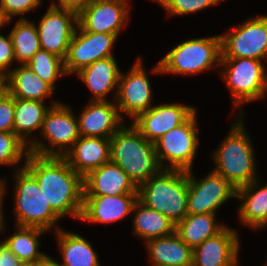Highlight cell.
<instances>
[{"label":"cell","instance_id":"1","mask_svg":"<svg viewBox=\"0 0 267 266\" xmlns=\"http://www.w3.org/2000/svg\"><path fill=\"white\" fill-rule=\"evenodd\" d=\"M24 168L36 179L52 210L62 218L80 219L83 207V178L63 157H43L29 153Z\"/></svg>","mask_w":267,"mask_h":266},{"label":"cell","instance_id":"2","mask_svg":"<svg viewBox=\"0 0 267 266\" xmlns=\"http://www.w3.org/2000/svg\"><path fill=\"white\" fill-rule=\"evenodd\" d=\"M110 160L117 164L138 187L162 168L155 145L131 125L121 126L110 138Z\"/></svg>","mask_w":267,"mask_h":266},{"label":"cell","instance_id":"3","mask_svg":"<svg viewBox=\"0 0 267 266\" xmlns=\"http://www.w3.org/2000/svg\"><path fill=\"white\" fill-rule=\"evenodd\" d=\"M137 192L141 203L177 224L187 215L188 171L161 169Z\"/></svg>","mask_w":267,"mask_h":266},{"label":"cell","instance_id":"4","mask_svg":"<svg viewBox=\"0 0 267 266\" xmlns=\"http://www.w3.org/2000/svg\"><path fill=\"white\" fill-rule=\"evenodd\" d=\"M232 124L228 136L212 155L216 167L214 171L222 175L236 189L256 180L254 150L246 133L242 115Z\"/></svg>","mask_w":267,"mask_h":266},{"label":"cell","instance_id":"5","mask_svg":"<svg viewBox=\"0 0 267 266\" xmlns=\"http://www.w3.org/2000/svg\"><path fill=\"white\" fill-rule=\"evenodd\" d=\"M221 55V35L188 39L173 47L152 71L196 75L219 66Z\"/></svg>","mask_w":267,"mask_h":266},{"label":"cell","instance_id":"6","mask_svg":"<svg viewBox=\"0 0 267 266\" xmlns=\"http://www.w3.org/2000/svg\"><path fill=\"white\" fill-rule=\"evenodd\" d=\"M73 113L69 106L52 102L40 130L51 147L33 138L27 142L29 153L43 157H64L80 138L78 120ZM54 147H58L57 150Z\"/></svg>","mask_w":267,"mask_h":266},{"label":"cell","instance_id":"7","mask_svg":"<svg viewBox=\"0 0 267 266\" xmlns=\"http://www.w3.org/2000/svg\"><path fill=\"white\" fill-rule=\"evenodd\" d=\"M16 171L14 174L16 226L50 230L60 217L52 210L36 179L24 168V164Z\"/></svg>","mask_w":267,"mask_h":266},{"label":"cell","instance_id":"8","mask_svg":"<svg viewBox=\"0 0 267 266\" xmlns=\"http://www.w3.org/2000/svg\"><path fill=\"white\" fill-rule=\"evenodd\" d=\"M263 62L251 58H221V73L233 97L234 106L256 101L267 91V74Z\"/></svg>","mask_w":267,"mask_h":266},{"label":"cell","instance_id":"9","mask_svg":"<svg viewBox=\"0 0 267 266\" xmlns=\"http://www.w3.org/2000/svg\"><path fill=\"white\" fill-rule=\"evenodd\" d=\"M196 111L181 125L171 129L154 142L162 169L190 171L198 147ZM169 165L165 166V161ZM169 166V167H168Z\"/></svg>","mask_w":267,"mask_h":266},{"label":"cell","instance_id":"10","mask_svg":"<svg viewBox=\"0 0 267 266\" xmlns=\"http://www.w3.org/2000/svg\"><path fill=\"white\" fill-rule=\"evenodd\" d=\"M221 58L267 59V16L248 19L221 34Z\"/></svg>","mask_w":267,"mask_h":266},{"label":"cell","instance_id":"11","mask_svg":"<svg viewBox=\"0 0 267 266\" xmlns=\"http://www.w3.org/2000/svg\"><path fill=\"white\" fill-rule=\"evenodd\" d=\"M232 197H237V189L214 170L200 180L188 171L187 214H216Z\"/></svg>","mask_w":267,"mask_h":266},{"label":"cell","instance_id":"12","mask_svg":"<svg viewBox=\"0 0 267 266\" xmlns=\"http://www.w3.org/2000/svg\"><path fill=\"white\" fill-rule=\"evenodd\" d=\"M116 38L114 34L84 31L77 25L64 59L66 74L77 73L97 60L112 57Z\"/></svg>","mask_w":267,"mask_h":266},{"label":"cell","instance_id":"13","mask_svg":"<svg viewBox=\"0 0 267 266\" xmlns=\"http://www.w3.org/2000/svg\"><path fill=\"white\" fill-rule=\"evenodd\" d=\"M114 97L120 116L123 112L133 120L152 107L151 85L140 57L130 71L126 74L120 73L118 89Z\"/></svg>","mask_w":267,"mask_h":266},{"label":"cell","instance_id":"14","mask_svg":"<svg viewBox=\"0 0 267 266\" xmlns=\"http://www.w3.org/2000/svg\"><path fill=\"white\" fill-rule=\"evenodd\" d=\"M38 25L36 28L41 49L64 60L78 25V15L50 5Z\"/></svg>","mask_w":267,"mask_h":266},{"label":"cell","instance_id":"15","mask_svg":"<svg viewBox=\"0 0 267 266\" xmlns=\"http://www.w3.org/2000/svg\"><path fill=\"white\" fill-rule=\"evenodd\" d=\"M128 0H91L78 15V26L94 33H107L118 36L127 22Z\"/></svg>","mask_w":267,"mask_h":266},{"label":"cell","instance_id":"16","mask_svg":"<svg viewBox=\"0 0 267 266\" xmlns=\"http://www.w3.org/2000/svg\"><path fill=\"white\" fill-rule=\"evenodd\" d=\"M196 109L182 104H161L152 106L139 114L132 125L148 141L155 142L165 133L184 123Z\"/></svg>","mask_w":267,"mask_h":266},{"label":"cell","instance_id":"17","mask_svg":"<svg viewBox=\"0 0 267 266\" xmlns=\"http://www.w3.org/2000/svg\"><path fill=\"white\" fill-rule=\"evenodd\" d=\"M239 250L236 231L226 226L193 249L192 266H238Z\"/></svg>","mask_w":267,"mask_h":266},{"label":"cell","instance_id":"18","mask_svg":"<svg viewBox=\"0 0 267 266\" xmlns=\"http://www.w3.org/2000/svg\"><path fill=\"white\" fill-rule=\"evenodd\" d=\"M84 196L138 194V187L111 160L83 178Z\"/></svg>","mask_w":267,"mask_h":266},{"label":"cell","instance_id":"19","mask_svg":"<svg viewBox=\"0 0 267 266\" xmlns=\"http://www.w3.org/2000/svg\"><path fill=\"white\" fill-rule=\"evenodd\" d=\"M78 120L80 136L111 138L123 125L116 103L89 101Z\"/></svg>","mask_w":267,"mask_h":266},{"label":"cell","instance_id":"20","mask_svg":"<svg viewBox=\"0 0 267 266\" xmlns=\"http://www.w3.org/2000/svg\"><path fill=\"white\" fill-rule=\"evenodd\" d=\"M138 194L118 196H83L80 220L94 223H113L133 212Z\"/></svg>","mask_w":267,"mask_h":266},{"label":"cell","instance_id":"21","mask_svg":"<svg viewBox=\"0 0 267 266\" xmlns=\"http://www.w3.org/2000/svg\"><path fill=\"white\" fill-rule=\"evenodd\" d=\"M63 158L84 178L110 161V139L80 136Z\"/></svg>","mask_w":267,"mask_h":266},{"label":"cell","instance_id":"22","mask_svg":"<svg viewBox=\"0 0 267 266\" xmlns=\"http://www.w3.org/2000/svg\"><path fill=\"white\" fill-rule=\"evenodd\" d=\"M120 70L114 56L97 60L76 74L94 95L90 101H108L106 95L118 89Z\"/></svg>","mask_w":267,"mask_h":266},{"label":"cell","instance_id":"23","mask_svg":"<svg viewBox=\"0 0 267 266\" xmlns=\"http://www.w3.org/2000/svg\"><path fill=\"white\" fill-rule=\"evenodd\" d=\"M152 266H192L193 249L176 232L145 243Z\"/></svg>","mask_w":267,"mask_h":266},{"label":"cell","instance_id":"24","mask_svg":"<svg viewBox=\"0 0 267 266\" xmlns=\"http://www.w3.org/2000/svg\"><path fill=\"white\" fill-rule=\"evenodd\" d=\"M257 179L237 189L240 222L256 229L267 226V184L259 187ZM258 189V190H257Z\"/></svg>","mask_w":267,"mask_h":266},{"label":"cell","instance_id":"25","mask_svg":"<svg viewBox=\"0 0 267 266\" xmlns=\"http://www.w3.org/2000/svg\"><path fill=\"white\" fill-rule=\"evenodd\" d=\"M53 92L54 89L27 64H22L8 73V93L14 98L45 102L44 99Z\"/></svg>","mask_w":267,"mask_h":266},{"label":"cell","instance_id":"26","mask_svg":"<svg viewBox=\"0 0 267 266\" xmlns=\"http://www.w3.org/2000/svg\"><path fill=\"white\" fill-rule=\"evenodd\" d=\"M215 214H187L176 224L175 232L192 249L214 237L226 226L215 221Z\"/></svg>","mask_w":267,"mask_h":266},{"label":"cell","instance_id":"27","mask_svg":"<svg viewBox=\"0 0 267 266\" xmlns=\"http://www.w3.org/2000/svg\"><path fill=\"white\" fill-rule=\"evenodd\" d=\"M134 233L145 241L165 237L175 232L176 224L160 212L147 207L139 200L134 204L133 210Z\"/></svg>","mask_w":267,"mask_h":266},{"label":"cell","instance_id":"28","mask_svg":"<svg viewBox=\"0 0 267 266\" xmlns=\"http://www.w3.org/2000/svg\"><path fill=\"white\" fill-rule=\"evenodd\" d=\"M55 230L63 258L61 266H100L98 255L84 237L59 227Z\"/></svg>","mask_w":267,"mask_h":266},{"label":"cell","instance_id":"29","mask_svg":"<svg viewBox=\"0 0 267 266\" xmlns=\"http://www.w3.org/2000/svg\"><path fill=\"white\" fill-rule=\"evenodd\" d=\"M51 106L42 101L15 98L13 132L27 145L25 136L42 128L43 120Z\"/></svg>","mask_w":267,"mask_h":266},{"label":"cell","instance_id":"30","mask_svg":"<svg viewBox=\"0 0 267 266\" xmlns=\"http://www.w3.org/2000/svg\"><path fill=\"white\" fill-rule=\"evenodd\" d=\"M17 233L4 240L8 249L13 252L20 261L36 262L45 254L40 252L38 237L46 230L37 227L17 226Z\"/></svg>","mask_w":267,"mask_h":266},{"label":"cell","instance_id":"31","mask_svg":"<svg viewBox=\"0 0 267 266\" xmlns=\"http://www.w3.org/2000/svg\"><path fill=\"white\" fill-rule=\"evenodd\" d=\"M9 34L15 59L22 64L29 62L41 49L36 25L25 17L17 20Z\"/></svg>","mask_w":267,"mask_h":266},{"label":"cell","instance_id":"32","mask_svg":"<svg viewBox=\"0 0 267 266\" xmlns=\"http://www.w3.org/2000/svg\"><path fill=\"white\" fill-rule=\"evenodd\" d=\"M34 73L55 90V81L66 74L64 60L46 50H38L26 63Z\"/></svg>","mask_w":267,"mask_h":266},{"label":"cell","instance_id":"33","mask_svg":"<svg viewBox=\"0 0 267 266\" xmlns=\"http://www.w3.org/2000/svg\"><path fill=\"white\" fill-rule=\"evenodd\" d=\"M28 154V146L14 132H0V165L12 166Z\"/></svg>","mask_w":267,"mask_h":266},{"label":"cell","instance_id":"34","mask_svg":"<svg viewBox=\"0 0 267 266\" xmlns=\"http://www.w3.org/2000/svg\"><path fill=\"white\" fill-rule=\"evenodd\" d=\"M221 0H156L166 11L172 15H186L198 12Z\"/></svg>","mask_w":267,"mask_h":266},{"label":"cell","instance_id":"35","mask_svg":"<svg viewBox=\"0 0 267 266\" xmlns=\"http://www.w3.org/2000/svg\"><path fill=\"white\" fill-rule=\"evenodd\" d=\"M40 3L41 0H0V11L6 23H8L12 16L23 15L37 8Z\"/></svg>","mask_w":267,"mask_h":266},{"label":"cell","instance_id":"36","mask_svg":"<svg viewBox=\"0 0 267 266\" xmlns=\"http://www.w3.org/2000/svg\"><path fill=\"white\" fill-rule=\"evenodd\" d=\"M15 98L9 93L0 98V132H13Z\"/></svg>","mask_w":267,"mask_h":266},{"label":"cell","instance_id":"37","mask_svg":"<svg viewBox=\"0 0 267 266\" xmlns=\"http://www.w3.org/2000/svg\"><path fill=\"white\" fill-rule=\"evenodd\" d=\"M14 60L16 59L10 34L7 37L0 34V69L8 74L10 72L8 67Z\"/></svg>","mask_w":267,"mask_h":266},{"label":"cell","instance_id":"38","mask_svg":"<svg viewBox=\"0 0 267 266\" xmlns=\"http://www.w3.org/2000/svg\"><path fill=\"white\" fill-rule=\"evenodd\" d=\"M59 3H51V6L70 10L79 15L91 2V0H59Z\"/></svg>","mask_w":267,"mask_h":266},{"label":"cell","instance_id":"39","mask_svg":"<svg viewBox=\"0 0 267 266\" xmlns=\"http://www.w3.org/2000/svg\"><path fill=\"white\" fill-rule=\"evenodd\" d=\"M21 261L5 245L4 241L0 242V266H19Z\"/></svg>","mask_w":267,"mask_h":266},{"label":"cell","instance_id":"40","mask_svg":"<svg viewBox=\"0 0 267 266\" xmlns=\"http://www.w3.org/2000/svg\"><path fill=\"white\" fill-rule=\"evenodd\" d=\"M34 266H61V264L45 254L41 259L34 262Z\"/></svg>","mask_w":267,"mask_h":266},{"label":"cell","instance_id":"41","mask_svg":"<svg viewBox=\"0 0 267 266\" xmlns=\"http://www.w3.org/2000/svg\"><path fill=\"white\" fill-rule=\"evenodd\" d=\"M0 93H8V74L0 69Z\"/></svg>","mask_w":267,"mask_h":266},{"label":"cell","instance_id":"42","mask_svg":"<svg viewBox=\"0 0 267 266\" xmlns=\"http://www.w3.org/2000/svg\"><path fill=\"white\" fill-rule=\"evenodd\" d=\"M5 181H3V194L0 196V233L2 232V230H3V228H4V222H3V212H2V202H3V199L2 198H4L3 197V195H4V193L6 192L5 191Z\"/></svg>","mask_w":267,"mask_h":266},{"label":"cell","instance_id":"43","mask_svg":"<svg viewBox=\"0 0 267 266\" xmlns=\"http://www.w3.org/2000/svg\"><path fill=\"white\" fill-rule=\"evenodd\" d=\"M19 266H34V263L33 262L21 261Z\"/></svg>","mask_w":267,"mask_h":266},{"label":"cell","instance_id":"44","mask_svg":"<svg viewBox=\"0 0 267 266\" xmlns=\"http://www.w3.org/2000/svg\"><path fill=\"white\" fill-rule=\"evenodd\" d=\"M6 20L3 18L1 11H0V27H2L3 25H5Z\"/></svg>","mask_w":267,"mask_h":266},{"label":"cell","instance_id":"45","mask_svg":"<svg viewBox=\"0 0 267 266\" xmlns=\"http://www.w3.org/2000/svg\"><path fill=\"white\" fill-rule=\"evenodd\" d=\"M3 179L0 180V196L3 194Z\"/></svg>","mask_w":267,"mask_h":266},{"label":"cell","instance_id":"46","mask_svg":"<svg viewBox=\"0 0 267 266\" xmlns=\"http://www.w3.org/2000/svg\"><path fill=\"white\" fill-rule=\"evenodd\" d=\"M7 93H0V98L4 95H6Z\"/></svg>","mask_w":267,"mask_h":266}]
</instances>
